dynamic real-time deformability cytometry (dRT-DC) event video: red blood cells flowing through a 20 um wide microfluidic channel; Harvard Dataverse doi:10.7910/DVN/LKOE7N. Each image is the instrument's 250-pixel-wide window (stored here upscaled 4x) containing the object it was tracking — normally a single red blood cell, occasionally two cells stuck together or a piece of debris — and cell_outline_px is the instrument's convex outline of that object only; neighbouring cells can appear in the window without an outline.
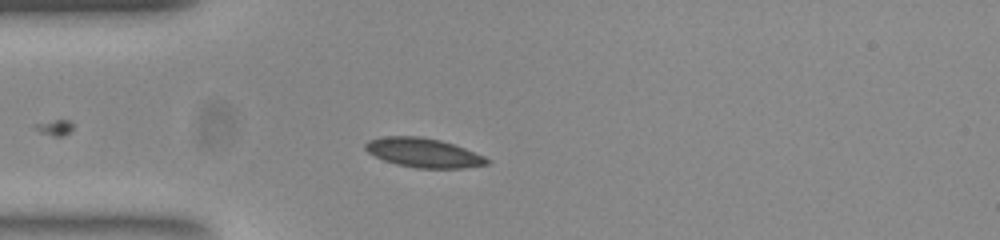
{"species": "common noctule bat (a hibernating species)", "species_latin": "Nyctalus noctula", "temperature_condition": "room temperature", "stored_images_in_passage": 45, "camera_frame_rate_fps": 3000, "um_per_image_px": 0.085, "animal": {"sex": "female", "body_mass_g": 23.0, "forearm_length_mm": 53.4}, "frame": {"image": 1, "passage_image": 9, "time_ms": 2.667, "image_size_px": [1000, 240], "cell_outline_px": [[492, 160], [488, 164], [460, 168], [416, 168], [396, 164], [384, 160], [368, 152], [364, 148], [364, 144], [368, 140], [384, 136], [420, 136], [440, 140], [464, 148], [484, 156]], "centroid_in_image_um": [35.98, 12.98], "position_along_channel_um": 49.0, "area_um2": 20.63}}
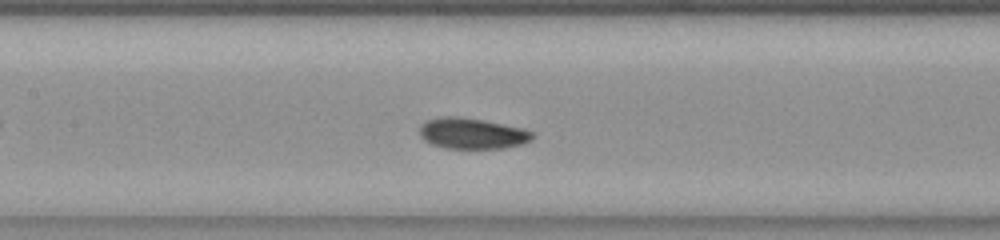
{"frame": {"image": 2, "passage_image": 19, "time_ms": 6.0, "image_size_px": [1000, 240], "cell_outline_px": [[532, 140], [520, 144], [504, 148], [444, 148], [432, 144], [424, 140], [420, 136], [420, 124], [424, 120], [440, 116], [460, 116], [484, 120], [524, 128], [532, 132]], "centroid_in_image_um": [40.08, 11.32], "position_along_channel_um": 167.3, "area_um2": 20.46}}
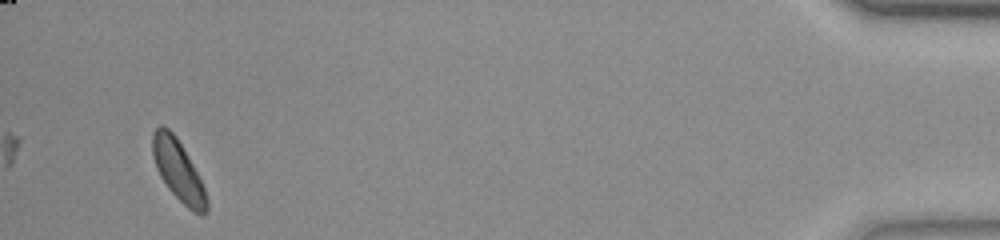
{"frame": {"image": 3, "passage_image": 45, "time_ms": 14.667, "image_size_px": [1000, 240], "cell_outline_px": [[208, 212], [204, 216], [200, 216], [192, 212], [168, 188], [160, 176], [156, 168], [152, 156], [152, 132], [160, 124], [164, 124], [176, 136], [188, 156], [204, 188], [208, 200]], "centroid_in_image_um": [15.14, 14.5], "position_along_channel_um": 420.1, "area_um2": 19.25}, "authors_computed_cell_mechanics": {"area_um2": 19.5942, "velocity_mm_per_s": 3.8661, "shape_relaxation_time_tau1_ms": 3.2891, "shape_relaxation_time_tau2_ms": 3.2049, "deformation_change_tau1": 0.103, "deformation_change_tau2": 0.0583}}